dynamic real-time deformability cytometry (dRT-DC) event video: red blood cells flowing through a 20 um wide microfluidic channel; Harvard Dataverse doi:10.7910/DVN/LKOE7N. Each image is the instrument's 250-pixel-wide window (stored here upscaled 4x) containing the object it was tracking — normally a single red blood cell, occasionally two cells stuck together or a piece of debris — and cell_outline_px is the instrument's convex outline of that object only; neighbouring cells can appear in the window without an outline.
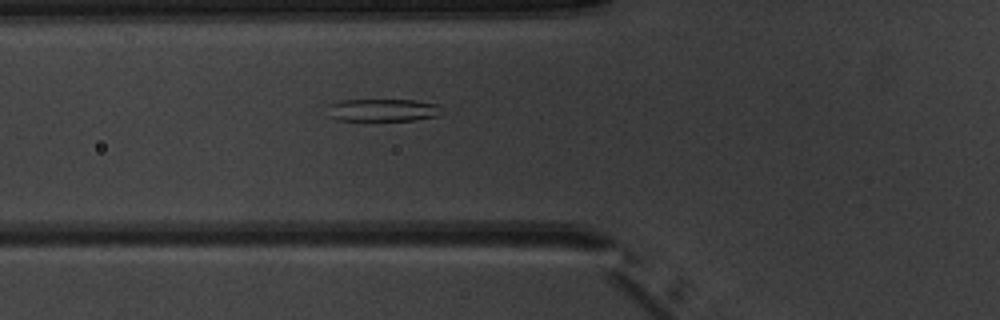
{"species": "common noctule bat (a hibernating species)", "species_latin": "Nyctalus noctula", "temperature_condition": "warm", "stored_images_in_passage": 3, "camera_frame_rate_fps": 3000, "um_per_image_px": 0.085, "animal": {"sex": "male", "body_mass_g": 20.1, "forearm_length_mm": 53.5}, "frame": {"image": 1, "passage_image": 3, "time_ms": 2.333, "image_size_px": [1000, 320], "cell_outline_px": [[440, 116], [412, 120], [336, 120], [328, 116], [332, 104], [344, 100], [416, 100], [440, 104]], "centroid_in_image_um": [32.61, 9.36], "position_along_channel_um": 93.2, "area_um2": 14.85}}